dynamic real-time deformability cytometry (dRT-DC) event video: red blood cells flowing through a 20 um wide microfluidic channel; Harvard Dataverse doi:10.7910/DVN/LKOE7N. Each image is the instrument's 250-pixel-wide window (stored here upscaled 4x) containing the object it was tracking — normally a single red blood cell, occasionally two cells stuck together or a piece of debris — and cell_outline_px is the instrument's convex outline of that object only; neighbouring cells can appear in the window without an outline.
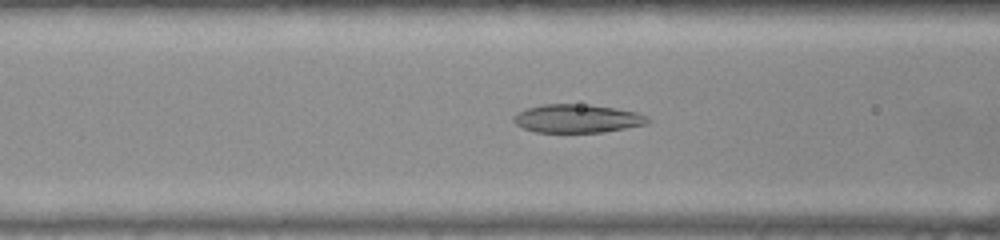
{"species": "common noctule bat (a hibernating species)", "species_latin": "Nyctalus noctula", "temperature_condition": "warm", "stored_images_in_passage": 31, "camera_frame_rate_fps": 3000, "um_per_image_px": 0.085, "animal": {"sex": "female", "body_mass_g": 22.0, "forearm_length_mm": 56.7}, "frame": {"image": 1, "passage_image": 6, "time_ms": 1.667, "image_size_px": [1000, 240], "cell_outline_px": [[652, 120], [644, 124], [604, 132], [536, 132], [524, 128], [516, 124], [512, 120], [512, 116], [516, 112], [528, 108], [544, 104], [588, 104], [636, 112], [648, 116]], "centroid_in_image_um": [49.03, 10.07], "position_along_channel_um": 117.6, "area_um2": 22.08}}
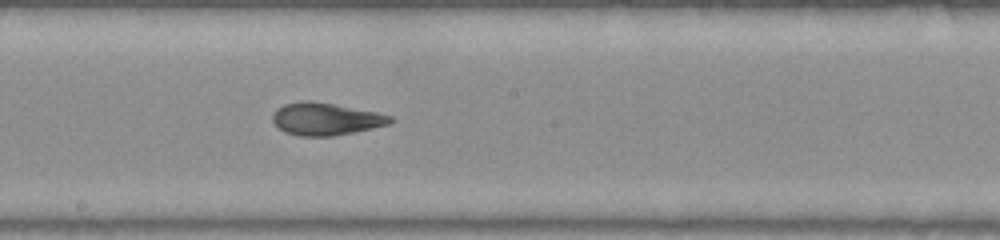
{"frame": {"image": 2, "passage_image": 14, "time_ms": 4.333, "image_size_px": [1000, 240], "cell_outline_px": [[396, 120], [392, 124], [332, 136], [300, 136], [284, 132], [272, 120], [272, 116], [276, 108], [284, 104], [308, 100], [332, 104], [376, 112], [392, 116]], "centroid_in_image_um": [27.7, 10.12], "position_along_channel_um": 220.5, "area_um2": 22.08}}
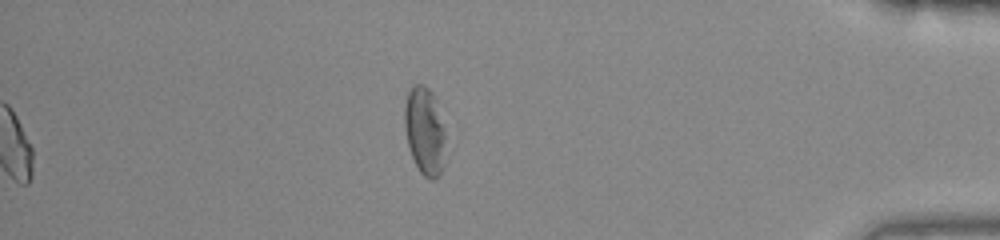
{"frame": {"image": 3, "passage_image": 31, "time_ms": 10.0, "image_size_px": [1000, 240], "cell_outline_px": [[444, 164], [440, 176], [436, 180], [428, 180], [420, 172], [412, 156], [408, 144], [404, 128], [404, 108], [408, 92], [416, 84], [424, 84], [432, 92], [444, 132]], "centroid_in_image_um": [36.08, 11.19], "position_along_channel_um": 399.1, "area_um2": 20.75}, "authors_computed_cell_mechanics": {"area_um2": 21.7906, "velocity_mm_per_s": 3.8667, "shape_relaxation_time_tau1_ms": 7.1402, "shape_relaxation_time_tau2_ms": 2.2738, "deformation_change_tau1": 0.2045, "deformation_change_tau2": 0.1027}}